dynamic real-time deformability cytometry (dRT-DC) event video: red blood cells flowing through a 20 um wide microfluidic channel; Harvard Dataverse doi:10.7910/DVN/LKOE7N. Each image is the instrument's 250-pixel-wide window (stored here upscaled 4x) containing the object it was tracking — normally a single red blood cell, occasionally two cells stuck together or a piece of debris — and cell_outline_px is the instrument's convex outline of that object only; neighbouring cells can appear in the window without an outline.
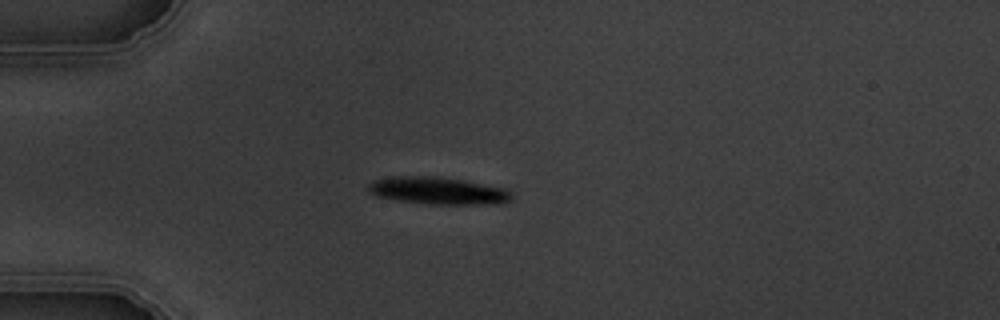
{"species": "common noctule bat (a hibernating species)", "species_latin": "Nyctalus noctula", "temperature_condition": "warm", "stored_images_in_passage": 5, "camera_frame_rate_fps": 3000, "um_per_image_px": 0.085, "animal": {"sex": "male", "body_mass_g": 19.5, "forearm_length_mm": 54.6}, "frame": {"image": 1, "passage_image": 4, "time_ms": 3.333, "image_size_px": [1000, 320], "cell_outline_px": [[512, 200], [504, 204], [424, 204], [376, 196], [368, 192], [368, 184], [376, 180], [392, 176], [440, 176], [464, 180], [504, 188], [512, 192]], "centroid_in_image_um": [37.27, 16.21], "position_along_channel_um": 47.7, "area_um2": 23.0}}